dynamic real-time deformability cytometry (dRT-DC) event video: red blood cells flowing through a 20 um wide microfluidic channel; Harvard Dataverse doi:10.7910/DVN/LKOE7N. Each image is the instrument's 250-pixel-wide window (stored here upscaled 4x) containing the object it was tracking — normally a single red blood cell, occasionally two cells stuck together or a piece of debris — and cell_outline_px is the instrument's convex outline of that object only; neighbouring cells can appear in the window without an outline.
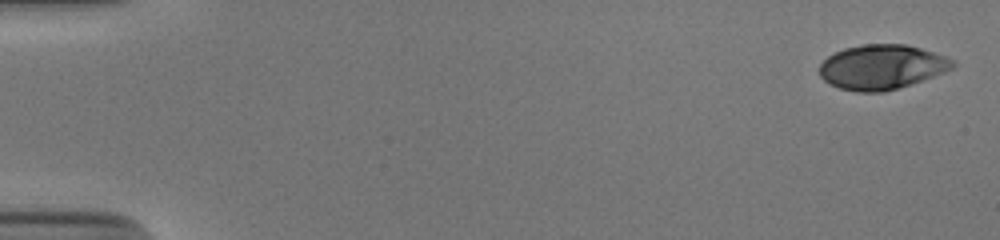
{"species": "human", "species_latin": "Homo sapiens", "temperature_condition": "cold", "stored_images_in_passage": 52, "camera_frame_rate_fps": 3000, "um_per_image_px": 0.085, "donor": {"sex": "male"}, "frame": {"image": 1, "passage_image": 1, "time_ms": 0.0, "image_size_px": [1000, 240], "cell_outline_px": [[956, 64], [952, 68], [944, 72], [912, 84], [884, 92], [856, 92], [840, 88], [828, 84], [820, 76], [820, 64], [828, 56], [844, 48], [864, 44], [908, 44], [956, 60]], "centroid_in_image_um": [74.95, 5.7], "position_along_channel_um": 10.0, "area_um2": 34.74}}
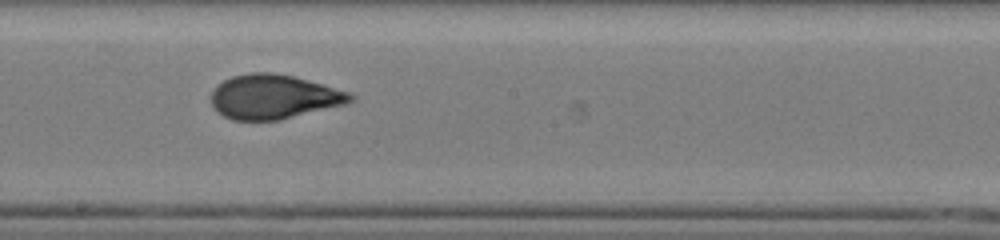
{"frame": {"image": 2, "passage_image": 30, "time_ms": 9.667, "image_size_px": [1000, 240], "cell_outline_px": [[356, 100], [348, 104], [280, 120], [232, 120], [216, 112], [212, 104], [212, 92], [216, 84], [232, 76], [252, 72], [272, 72], [296, 76], [348, 92], [356, 96]], "centroid_in_image_um": [23.29, 8.23], "position_along_channel_um": 224.9, "area_um2": 36.36}}
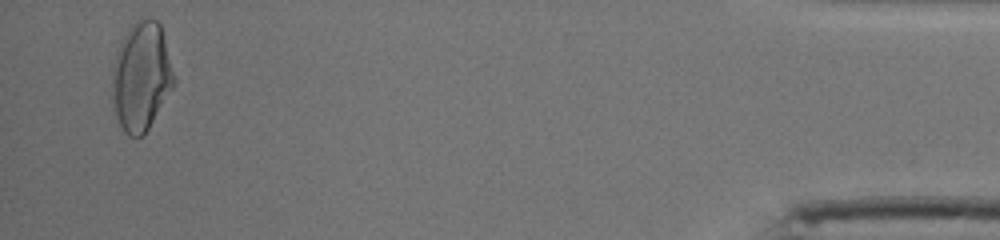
{"frame": {"image": 3, "passage_image": 51, "time_ms": 16.667, "image_size_px": [1000, 240], "cell_outline_px": [[176, 84], [148, 128], [136, 140], [128, 136], [124, 132], [112, 108], [112, 68], [116, 52], [120, 40], [128, 28], [132, 24], [144, 16], [148, 16], [156, 20], [160, 24], [176, 80]], "centroid_in_image_um": [11.99, 6.5], "position_along_channel_um": 423.2, "area_um2": 39.65}, "authors_computed_cell_mechanics": {"area_um2": 35.6048, "velocity_mm_per_s": 3.8954, "shape_relaxation_time_tau1_ms": 8.4284, "shape_relaxation_time_tau2_ms": 0.7571, "deformation_change_tau1": 0.2583, "deformation_change_tau2": 0.0575}}